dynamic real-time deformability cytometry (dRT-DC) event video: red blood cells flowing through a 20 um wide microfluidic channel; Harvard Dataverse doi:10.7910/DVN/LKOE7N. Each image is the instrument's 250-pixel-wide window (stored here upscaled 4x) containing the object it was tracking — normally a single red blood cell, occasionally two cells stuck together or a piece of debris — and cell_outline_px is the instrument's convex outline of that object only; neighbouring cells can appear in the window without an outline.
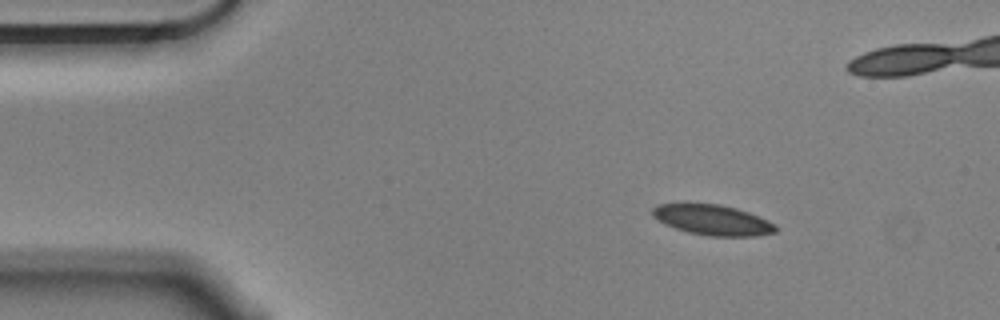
{"species": "Egyptian fruit bat (a non-hibernating species)", "species_latin": "Rousettus aegyptiacus", "temperature_condition": "cold", "stored_images_in_passage": 50, "camera_frame_rate_fps": 3000, "um_per_image_px": 0.085, "animal": {"sex": "male"}, "frame": {"image": 1, "passage_image": 1, "time_ms": 0.0, "image_size_px": [1000, 320], "cell_outline_px": [[776, 232], [756, 236], [708, 236], [688, 232], [664, 224], [652, 216], [652, 208], [656, 204], [684, 200], [720, 204], [736, 208], [748, 212], [768, 220], [776, 224]], "centroid_in_image_um": [60.48, 18.64], "position_along_channel_um": 24.5, "area_um2": 22.66}}
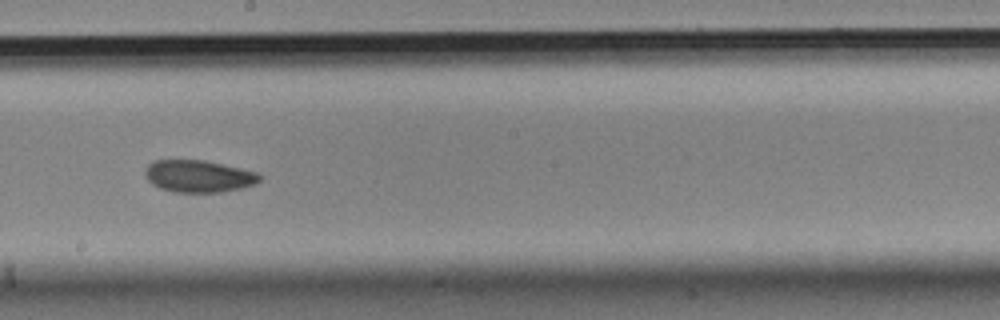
{"frame": {"image": 2, "passage_image": 24, "time_ms": 7.667, "image_size_px": [1000, 320], "cell_outline_px": [[260, 180], [256, 184], [240, 188], [220, 192], [172, 192], [160, 188], [152, 184], [148, 180], [144, 172], [144, 168], [152, 160], [204, 160], [240, 168], [256, 172], [260, 176]], "centroid_in_image_um": [16.83, 14.97], "position_along_channel_um": 231.4, "area_um2": 21.44}}
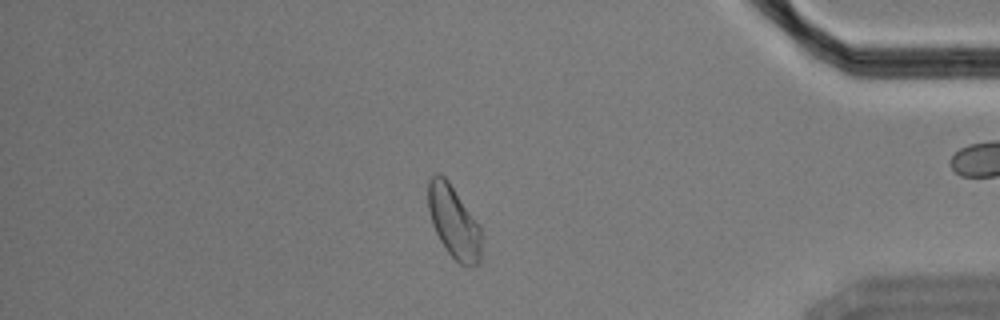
{"frame": {"image": 3, "passage_image": 41, "time_ms": 13.333, "image_size_px": [1000, 320], "cell_outline_px": [[480, 260], [472, 268], [468, 268], [460, 264], [448, 252], [440, 240], [432, 224], [428, 208], [428, 180], [436, 172], [444, 176], [448, 180], [480, 224]], "centroid_in_image_um": [38.57, 18.85], "position_along_channel_um": 396.6, "area_um2": 22.54}, "authors_computed_cell_mechanics": {"area_um2": 22.253, "velocity_mm_per_s": 3.5171, "shape_relaxation_time_tau1_ms": 2.623, "shape_relaxation_time_tau2_ms": 6.7015, "deformation_change_tau1": 0.0737, "deformation_change_tau2": 0.0826}}